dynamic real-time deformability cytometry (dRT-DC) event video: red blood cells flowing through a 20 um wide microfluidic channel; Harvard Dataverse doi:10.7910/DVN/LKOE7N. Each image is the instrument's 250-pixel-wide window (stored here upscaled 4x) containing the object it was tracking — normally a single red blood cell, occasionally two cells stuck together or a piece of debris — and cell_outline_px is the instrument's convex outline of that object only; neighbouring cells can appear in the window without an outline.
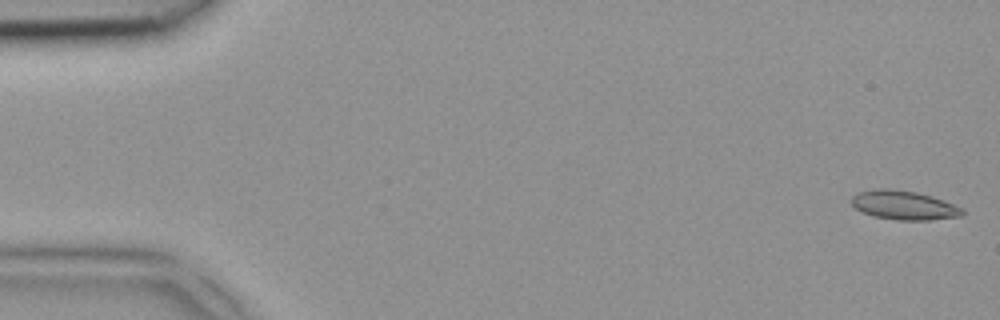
{"species": "common noctule bat (a hibernating species)", "species_latin": "Nyctalus noctula", "temperature_condition": "room temperature", "stored_images_in_passage": 3, "camera_frame_rate_fps": 3000, "um_per_image_px": 0.085, "animal": {"sex": "female", "body_mass_g": 18.4}, "frame": {"image": 1, "passage_image": 1, "time_ms": 0.0, "image_size_px": [1000, 320], "cell_outline_px": [[964, 212], [960, 216], [928, 220], [896, 220], [872, 216], [860, 212], [852, 204], [852, 196], [856, 192], [876, 188], [888, 188], [916, 192], [932, 196], [944, 200], [964, 208]], "centroid_in_image_um": [76.81, 17.44], "position_along_channel_um": 8.2, "area_um2": 18.96}}